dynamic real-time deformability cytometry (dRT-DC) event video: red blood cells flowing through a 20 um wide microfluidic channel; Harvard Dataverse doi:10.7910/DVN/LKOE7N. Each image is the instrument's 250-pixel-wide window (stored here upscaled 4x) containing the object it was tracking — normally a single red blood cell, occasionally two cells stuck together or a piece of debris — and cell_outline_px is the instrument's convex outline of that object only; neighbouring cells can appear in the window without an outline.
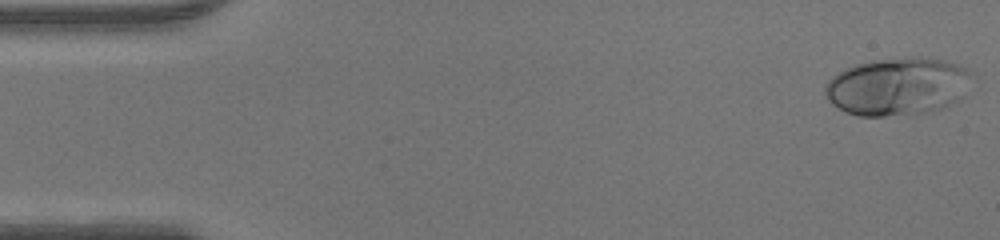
{"species": "human", "species_latin": "Homo sapiens", "temperature_condition": "warm", "stored_images_in_passage": 47, "camera_frame_rate_fps": 3000, "um_per_image_px": 0.085, "donor": {"sex": "male"}, "frame": {"image": 1, "passage_image": 1, "time_ms": 0.0, "image_size_px": [1000, 240], "cell_outline_px": [[976, 72], [964, 96], [960, 100], [948, 108], [932, 112], [912, 116], [860, 116], [844, 112], [832, 104], [824, 96], [824, 88], [828, 80], [832, 76], [844, 68], [856, 64], [876, 60], [920, 56], [944, 60], [960, 64]], "centroid_in_image_um": [76.38, 7.37], "position_along_channel_um": 8.6, "area_um2": 51.1}}
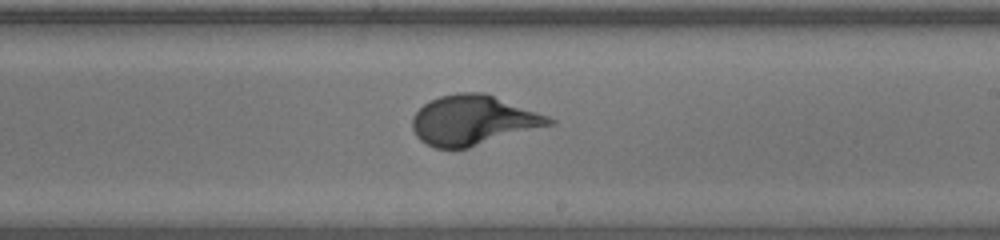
{"frame": {"image": 2, "passage_image": 27, "time_ms": 8.667, "image_size_px": [1000, 240], "cell_outline_px": [[556, 124], [468, 148], [436, 148], [420, 140], [416, 136], [412, 128], [412, 116], [424, 104], [440, 96], [456, 92], [484, 92], [548, 116], [556, 120]], "centroid_in_image_um": [40.23, 10.22], "position_along_channel_um": 248.8, "area_um2": 39.65}}
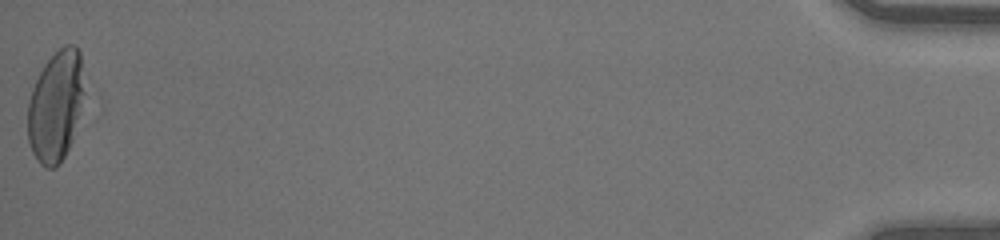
{"frame": {"image": 3, "passage_image": 47, "time_ms": 15.333, "image_size_px": [1000, 240], "cell_outline_px": [[84, 92], [72, 140], [60, 164], [56, 168], [44, 168], [40, 164], [32, 152], [28, 140], [28, 100], [32, 88], [44, 64], [64, 44], [72, 44], [80, 52]], "centroid_in_image_um": [4.72, 9.04], "position_along_channel_um": 430.5, "area_um2": 36.24}}